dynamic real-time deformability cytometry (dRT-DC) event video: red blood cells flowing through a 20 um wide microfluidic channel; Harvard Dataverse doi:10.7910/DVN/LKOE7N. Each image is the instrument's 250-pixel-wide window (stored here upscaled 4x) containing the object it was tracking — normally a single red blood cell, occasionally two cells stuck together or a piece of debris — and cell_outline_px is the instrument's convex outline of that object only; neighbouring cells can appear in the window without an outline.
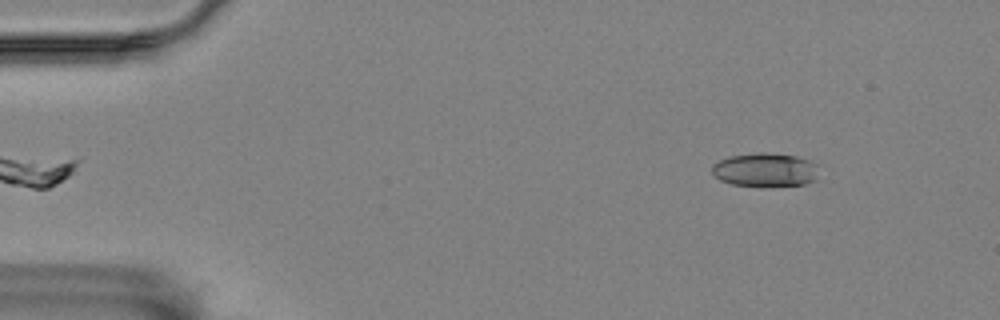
{"species": "Egyptian fruit bat (a non-hibernating species)", "species_latin": "Rousettus aegyptiacus", "temperature_condition": "room temperature", "stored_images_in_passage": 53, "camera_frame_rate_fps": 3000, "um_per_image_px": 0.085, "animal": {"sex": "female"}, "frame": {"image": 1, "passage_image": 7, "time_ms": 2.0, "image_size_px": [1000, 320], "cell_outline_px": [[816, 180], [804, 184], [764, 188], [760, 188], [732, 184], [720, 180], [712, 172], [712, 164], [728, 156], [756, 152], [764, 152], [796, 156], [808, 160], [816, 164]], "centroid_in_image_um": [65.01, 14.46], "position_along_channel_um": 20.0, "area_um2": 21.44}}
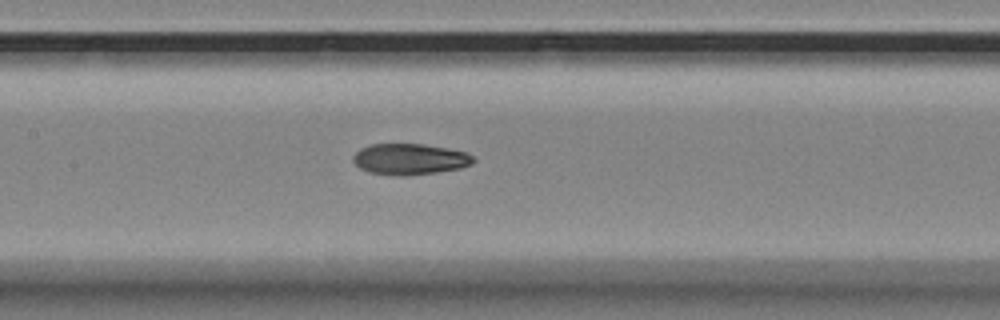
{"frame": {"image": 2, "passage_image": 27, "time_ms": 8.667, "image_size_px": [1000, 320], "cell_outline_px": [[476, 160], [472, 164], [460, 168], [436, 172], [404, 176], [400, 176], [368, 172], [360, 168], [352, 160], [352, 156], [360, 148], [372, 144], [424, 144], [448, 148], [464, 152], [472, 156]], "centroid_in_image_um": [34.81, 13.52], "position_along_channel_um": 172.6, "area_um2": 21.73}}
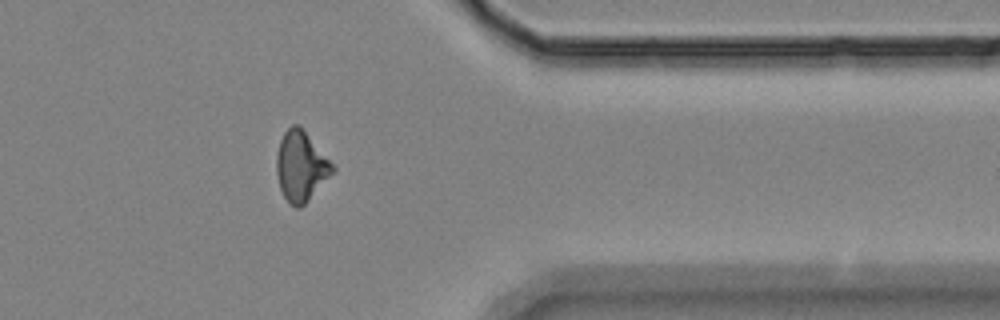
{"frame": {"image": 3, "passage_image": 46, "time_ms": 15.0, "image_size_px": [1000, 320], "cell_outline_px": [[336, 172], [300, 208], [296, 208], [284, 196], [280, 188], [276, 172], [276, 152], [280, 140], [284, 132], [292, 124], [296, 124], [304, 132], [336, 168]], "centroid_in_image_um": [25.57, 14.16], "position_along_channel_um": 385.8, "area_um2": 22.48}, "authors_computed_cell_mechanics": {"area_um2": 21.7328, "velocity_mm_per_s": 3.5679, "shape_relaxation_time_tau1_ms": null, "shape_relaxation_time_tau2_ms": 3.1751, "deformation_change_tau1": null, "deformation_change_tau2": 0.0965}}